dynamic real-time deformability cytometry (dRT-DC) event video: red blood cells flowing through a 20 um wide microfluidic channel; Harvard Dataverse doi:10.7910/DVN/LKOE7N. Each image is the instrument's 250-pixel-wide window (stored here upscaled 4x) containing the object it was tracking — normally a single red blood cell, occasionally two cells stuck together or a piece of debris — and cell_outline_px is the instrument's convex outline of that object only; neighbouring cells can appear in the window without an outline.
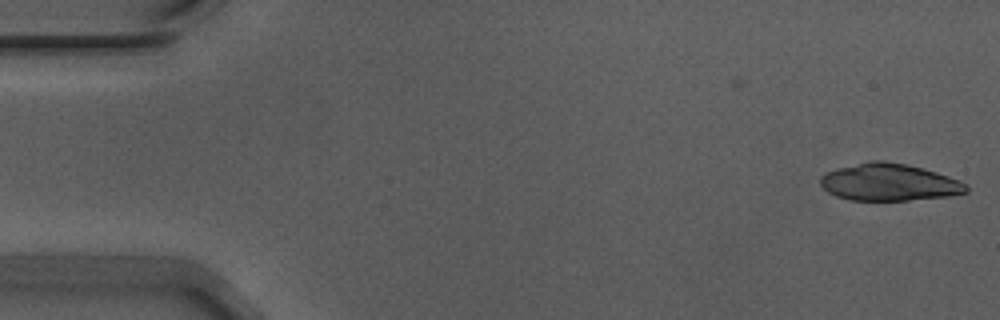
{"species": "Egyptian fruit bat (a non-hibernating species)", "species_latin": "Rousettus aegyptiacus", "temperature_condition": "warm", "stored_images_in_passage": 50, "camera_frame_rate_fps": 3000, "um_per_image_px": 0.085, "animal": {"sex": "male"}, "frame": {"image": 1, "passage_image": 1, "time_ms": 0.0, "image_size_px": [1000, 320], "cell_outline_px": [[968, 192], [952, 196], [908, 200], [852, 200], [836, 196], [828, 192], [820, 184], [820, 176], [828, 172], [840, 168], [872, 160], [880, 160], [908, 164], [936, 172], [960, 180], [968, 184]], "centroid_in_image_um": [75.63, 15.5], "position_along_channel_um": 9.4, "area_um2": 31.5}}
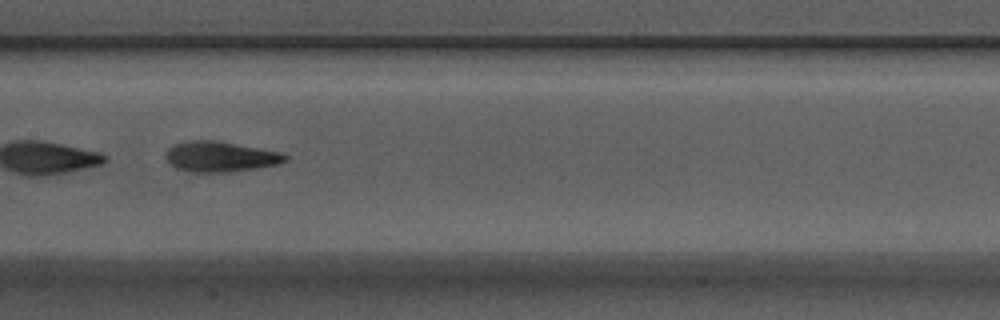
{"frame": {"image": 2, "passage_image": 27, "time_ms": 8.667, "image_size_px": [1000, 320], "cell_outline_px": [[288, 160], [280, 164], [256, 168], [228, 172], [192, 172], [176, 168], [164, 156], [168, 148], [176, 144], [192, 140], [212, 140], [280, 152], [288, 156]], "centroid_in_image_um": [18.74, 13.32], "position_along_channel_um": 188.7, "area_um2": 20.87}}
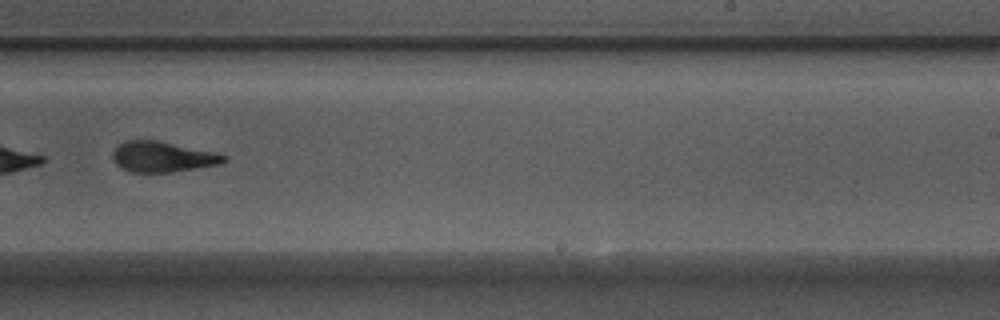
{"frame": {"image": 3, "passage_image": 34, "time_ms": 11.0, "image_size_px": [1000, 320], "cell_outline_px": [[228, 160], [220, 164], [172, 172], [132, 172], [120, 168], [116, 164], [112, 156], [112, 152], [124, 140], [156, 140], [212, 152], [228, 156]], "centroid_in_image_um": [13.79, 13.33], "position_along_channel_um": 275.2, "area_um2": 19.59}}